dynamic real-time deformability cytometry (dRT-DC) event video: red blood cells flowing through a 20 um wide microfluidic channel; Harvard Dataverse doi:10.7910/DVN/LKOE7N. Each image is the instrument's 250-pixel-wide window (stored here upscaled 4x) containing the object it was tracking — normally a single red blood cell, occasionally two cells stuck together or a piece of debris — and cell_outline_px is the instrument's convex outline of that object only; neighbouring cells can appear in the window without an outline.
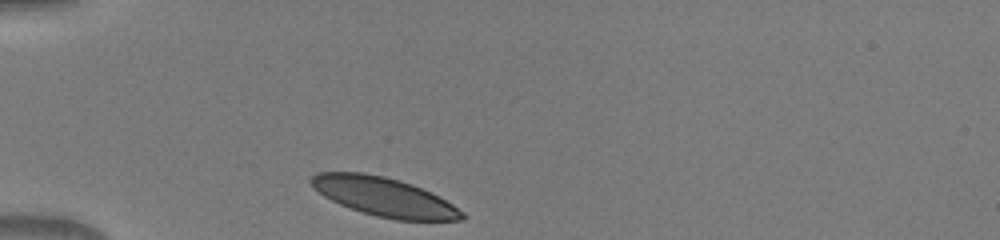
{"species": "human", "species_latin": "Homo sapiens", "temperature_condition": "warm", "stored_images_in_passage": 30, "camera_frame_rate_fps": 3000, "um_per_image_px": 0.085, "donor": {"sex": "male"}, "frame": {"image": 1, "passage_image": 1, "time_ms": 0.0, "image_size_px": [1000, 240], "cell_outline_px": [[464, 220], [396, 220], [376, 216], [340, 204], [324, 196], [312, 188], [308, 180], [316, 172], [360, 172], [384, 176], [400, 180], [412, 184], [452, 204], [464, 212]], "centroid_in_image_um": [32.6, 16.72], "position_along_channel_um": 52.4, "area_um2": 33.81}}
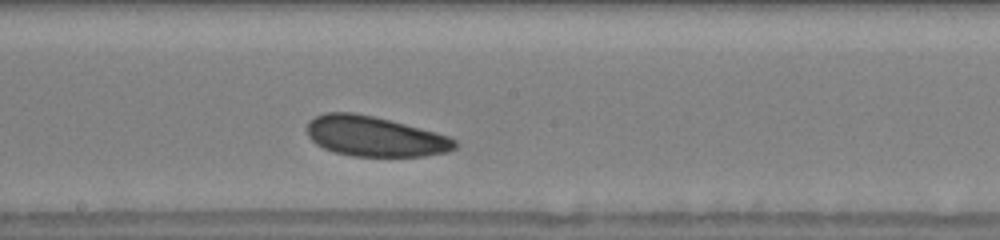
{"frame": {"image": 2, "passage_image": 15, "time_ms": 4.667, "image_size_px": [1000, 240], "cell_outline_px": [[456, 148], [448, 152], [424, 156], [352, 156], [332, 152], [316, 144], [308, 136], [308, 124], [316, 116], [324, 112], [352, 112], [372, 116], [436, 132], [448, 136], [456, 140]], "centroid_in_image_um": [31.85, 11.6], "position_along_channel_um": 216.3, "area_um2": 34.39}}
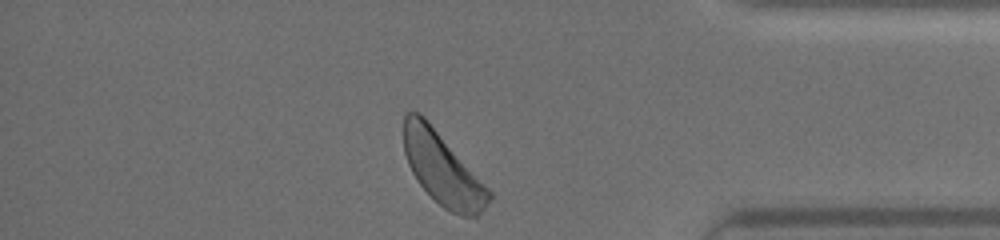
{"frame": {"image": 3, "passage_image": 30, "time_ms": 9.667, "image_size_px": [1000, 240], "cell_outline_px": [[492, 200], [476, 216], [460, 216], [444, 208], [420, 184], [412, 172], [408, 164], [404, 152], [404, 116], [408, 112], [420, 112], [428, 120], [492, 192]], "centroid_in_image_um": [37.62, 14.34], "position_along_channel_um": 397.6, "area_um2": 35.37}}